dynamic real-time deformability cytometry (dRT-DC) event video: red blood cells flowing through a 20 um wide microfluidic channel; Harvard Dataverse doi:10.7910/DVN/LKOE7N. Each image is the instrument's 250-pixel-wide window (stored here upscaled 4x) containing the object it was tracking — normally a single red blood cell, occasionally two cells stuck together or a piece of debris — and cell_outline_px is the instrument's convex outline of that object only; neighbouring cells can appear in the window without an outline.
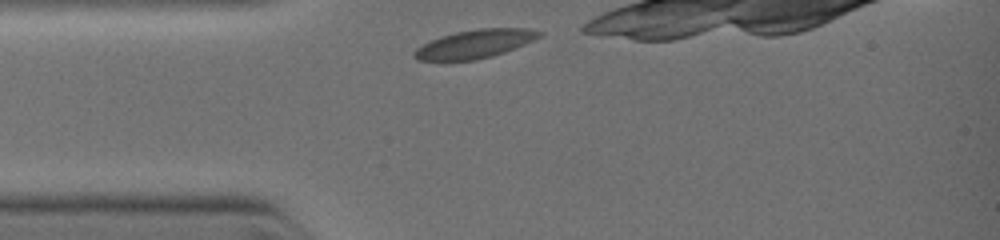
{"species": "common noctule bat (a hibernating species)", "species_latin": "Nyctalus noctula", "temperature_condition": "warm", "stored_images_in_passage": 11, "camera_frame_rate_fps": 3000, "um_per_image_px": 0.085, "animal": {"sex": "female", "body_mass_g": 19.0, "forearm_length_mm": 51.5}, "frame": {"image": 1, "passage_image": 1, "time_ms": 0.0, "image_size_px": [1000, 240], "cell_outline_px": [[544, 32], [540, 36], [524, 44], [504, 52], [492, 56], [472, 60], [416, 60], [412, 56], [412, 52], [416, 48], [440, 36], [456, 32], [476, 28], [528, 28]], "centroid_in_image_um": [40.34, 3.72], "position_along_channel_um": 44.7, "area_um2": 20.58}}
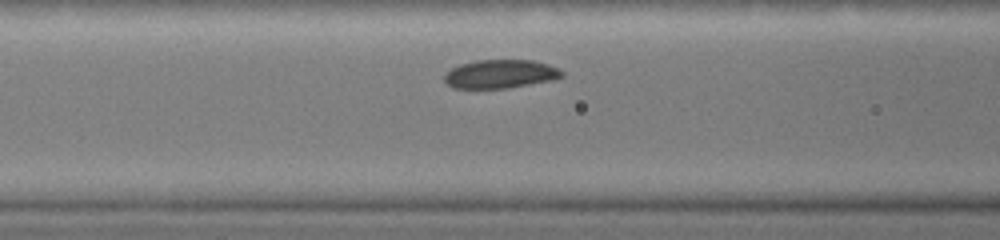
{"frame": {"image": 2, "passage_image": 7, "time_ms": 1.667, "image_size_px": [1000, 240], "cell_outline_px": [[564, 76], [552, 80], [504, 88], [456, 88], [448, 84], [444, 80], [444, 72], [460, 64], [476, 60], [532, 60], [548, 64], [560, 68], [564, 72]], "centroid_in_image_um": [42.54, 6.27], "position_along_channel_um": 124.1, "area_um2": 19.54}}
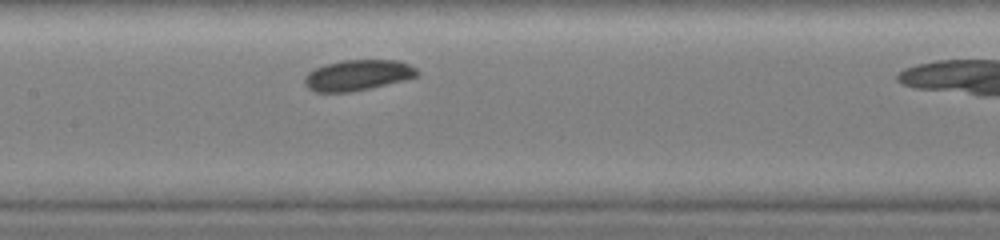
{"frame": {"image": 3, "passage_image": 10, "time_ms": 2.667, "image_size_px": [1000, 240], "cell_outline_px": [[420, 72], [416, 76], [404, 80], [352, 92], [316, 92], [308, 88], [304, 84], [304, 76], [308, 72], [324, 64], [344, 60], [396, 60], [408, 64], [416, 68]], "centroid_in_image_um": [30.38, 6.39], "position_along_channel_um": 177.0, "area_um2": 20.11}}